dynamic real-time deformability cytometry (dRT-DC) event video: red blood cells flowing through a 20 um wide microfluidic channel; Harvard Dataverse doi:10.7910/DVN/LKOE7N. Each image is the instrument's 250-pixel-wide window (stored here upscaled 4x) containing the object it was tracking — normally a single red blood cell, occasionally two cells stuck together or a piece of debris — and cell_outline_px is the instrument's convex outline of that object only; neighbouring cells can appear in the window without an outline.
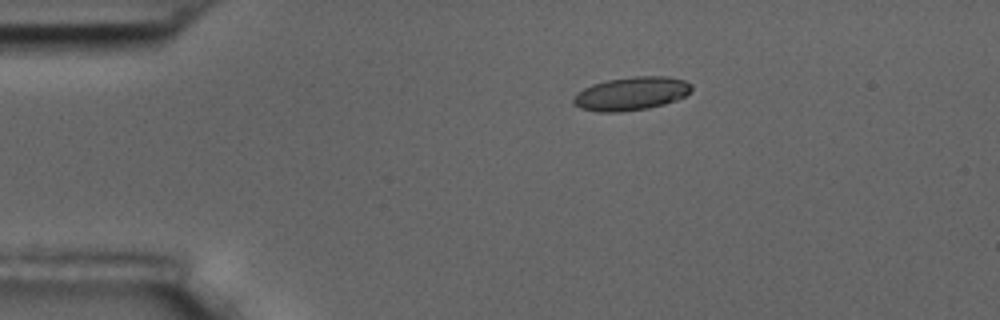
{"species": "common noctule bat (a hibernating species)", "species_latin": "Nyctalus noctula", "temperature_condition": "room temperature", "stored_images_in_passage": 15, "camera_frame_rate_fps": 3000, "um_per_image_px": 0.085, "animal": {"sex": "male", "body_mass_g": 17.5, "forearm_length_mm": 52.3}, "frame": {"image": 1, "passage_image": 3, "time_ms": 3.333, "image_size_px": [1000, 320], "cell_outline_px": [[692, 92], [676, 100], [664, 104], [648, 108], [620, 112], [596, 112], [580, 108], [572, 104], [572, 100], [584, 88], [592, 84], [608, 80], [632, 76], [668, 76], [684, 80], [692, 84]], "centroid_in_image_um": [53.68, 7.96], "position_along_channel_um": 31.3, "area_um2": 23.06}}
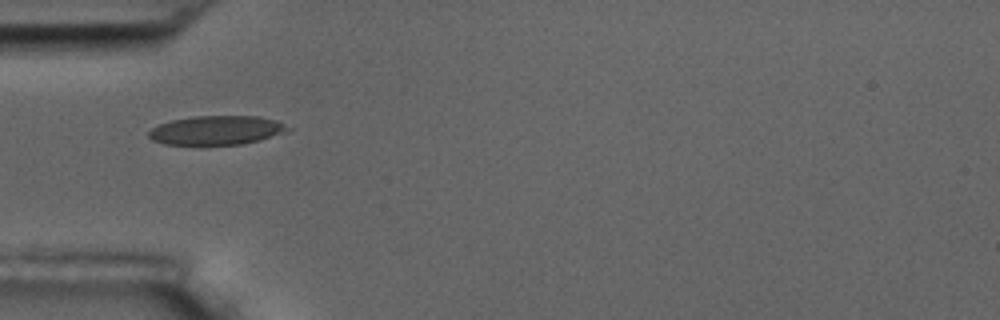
{"frame": {"image": 2, "passage_image": 5, "time_ms": 5.667, "image_size_px": [1000, 320], "cell_outline_px": [[292, 128], [288, 132], [260, 140], [244, 144], [164, 144], [152, 140], [148, 136], [148, 132], [152, 128], [160, 124], [172, 120], [196, 116], [256, 116], [276, 120]], "centroid_in_image_um": [18.44, 11.07], "position_along_channel_um": 66.6, "area_um2": 23.47}}
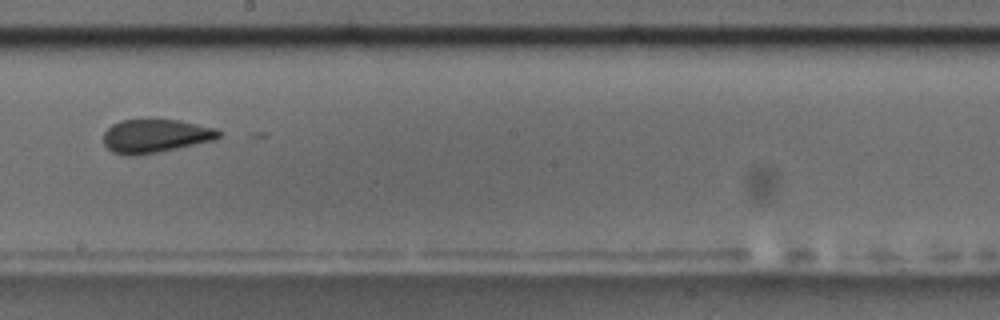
{"frame": {"image": 3, "passage_image": 9, "time_ms": 10.333, "image_size_px": [1000, 320], "cell_outline_px": [[224, 132], [216, 140], [160, 152], [136, 156], [128, 156], [112, 152], [104, 144], [104, 132], [112, 124], [120, 120], [148, 116], [180, 120], [216, 128]], "centroid_in_image_um": [13.23, 11.51], "position_along_channel_um": 235.0, "area_um2": 23.64}, "authors_computed_cell_mechanics": {"area_um2": 22.4842, "velocity_mm_per_s": 3.6174, "shape_relaxation_time_tau1_ms": 5.6083, "shape_relaxation_time_tau2_ms": 1.2594, "deformation_change_tau1": 0.1178, "deformation_change_tau2": 0.0516}}